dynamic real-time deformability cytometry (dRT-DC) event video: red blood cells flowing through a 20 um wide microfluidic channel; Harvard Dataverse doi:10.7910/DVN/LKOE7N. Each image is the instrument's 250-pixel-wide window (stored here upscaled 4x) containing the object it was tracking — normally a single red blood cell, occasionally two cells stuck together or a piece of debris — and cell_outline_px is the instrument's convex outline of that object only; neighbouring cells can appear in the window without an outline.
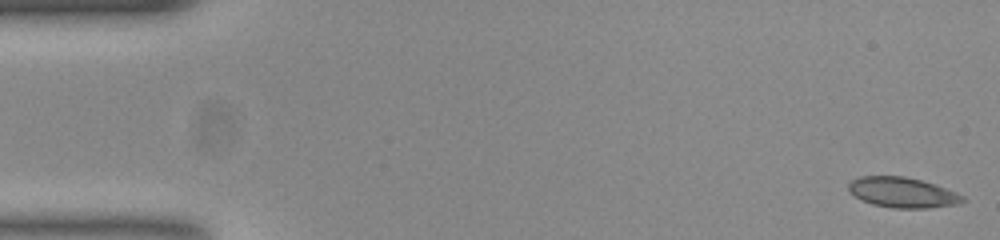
{"species": "common noctule bat (a hibernating species)", "species_latin": "Nyctalus noctula", "temperature_condition": "room temperature", "stored_images_in_passage": 53, "camera_frame_rate_fps": 3000, "um_per_image_px": 0.085, "animal": {"sex": "female", "body_mass_g": 23.0, "forearm_length_mm": 53.4}, "frame": {"image": 1, "passage_image": 1, "time_ms": 0.0, "image_size_px": [1000, 240], "cell_outline_px": [[968, 200], [956, 204], [928, 208], [896, 208], [872, 204], [856, 196], [848, 188], [848, 184], [852, 180], [860, 176], [904, 176], [936, 184], [956, 192], [964, 196]], "centroid_in_image_um": [76.76, 16.35], "position_along_channel_um": 8.2, "area_um2": 20.0}}
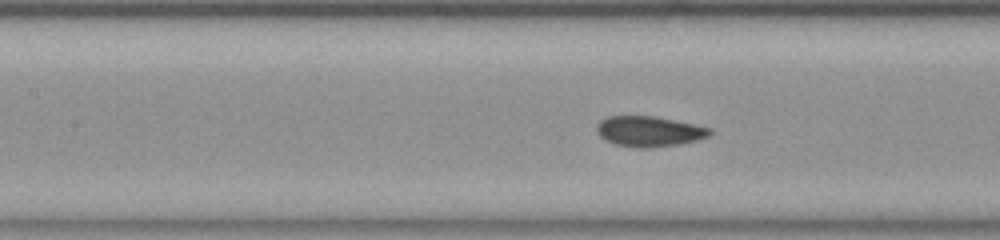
{"frame": {"image": 2, "passage_image": 23, "time_ms": 7.333, "image_size_px": [1000, 240], "cell_outline_px": [[712, 132], [708, 136], [696, 140], [680, 144], [648, 148], [640, 148], [616, 144], [600, 136], [596, 128], [596, 124], [600, 120], [608, 116], [656, 116], [712, 128]], "centroid_in_image_um": [55.18, 11.15], "position_along_channel_um": 152.2, "area_um2": 19.94}}
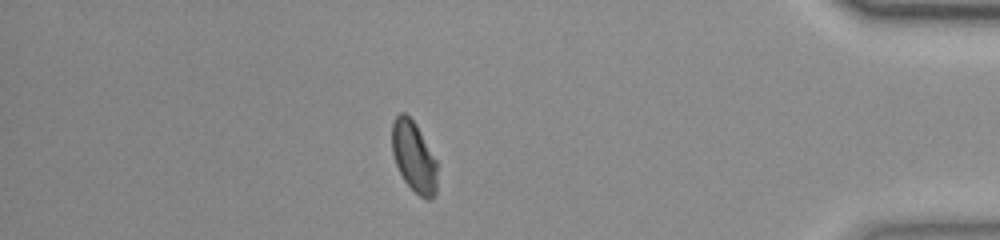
{"frame": {"image": 3, "passage_image": 46, "time_ms": 15.0, "image_size_px": [1000, 240], "cell_outline_px": [[436, 192], [428, 200], [424, 200], [404, 180], [396, 164], [392, 152], [392, 120], [400, 112], [404, 112], [416, 124], [436, 160]], "centroid_in_image_um": [35.16, 13.3], "position_along_channel_um": 400.0, "area_um2": 18.38}, "authors_computed_cell_mechanics": {"area_um2": 19.7098, "velocity_mm_per_s": 3.7864, "shape_relaxation_time_tau1_ms": 3.4819, "shape_relaxation_time_tau2_ms": null, "deformation_change_tau1": 0.0935, "deformation_change_tau2": null}}